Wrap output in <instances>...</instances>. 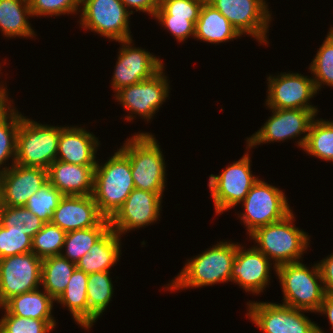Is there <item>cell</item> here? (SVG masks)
I'll return each instance as SVG.
<instances>
[{"instance_id":"cell-1","label":"cell","mask_w":333,"mask_h":333,"mask_svg":"<svg viewBox=\"0 0 333 333\" xmlns=\"http://www.w3.org/2000/svg\"><path fill=\"white\" fill-rule=\"evenodd\" d=\"M134 188L130 160L121 149L102 166L96 163L92 195L105 218L117 212Z\"/></svg>"},{"instance_id":"cell-2","label":"cell","mask_w":333,"mask_h":333,"mask_svg":"<svg viewBox=\"0 0 333 333\" xmlns=\"http://www.w3.org/2000/svg\"><path fill=\"white\" fill-rule=\"evenodd\" d=\"M238 243L220 242L207 251L185 263L183 270L168 284L169 288L179 290L210 286L231 281V269Z\"/></svg>"},{"instance_id":"cell-3","label":"cell","mask_w":333,"mask_h":333,"mask_svg":"<svg viewBox=\"0 0 333 333\" xmlns=\"http://www.w3.org/2000/svg\"><path fill=\"white\" fill-rule=\"evenodd\" d=\"M154 135L137 133L127 139L121 150L129 157L136 189L163 194L165 189V160Z\"/></svg>"},{"instance_id":"cell-4","label":"cell","mask_w":333,"mask_h":333,"mask_svg":"<svg viewBox=\"0 0 333 333\" xmlns=\"http://www.w3.org/2000/svg\"><path fill=\"white\" fill-rule=\"evenodd\" d=\"M293 212L284 219L261 226L251 234L261 251L269 260H274V269L277 266L287 263L299 262L303 252L309 245V236L292 223Z\"/></svg>"},{"instance_id":"cell-5","label":"cell","mask_w":333,"mask_h":333,"mask_svg":"<svg viewBox=\"0 0 333 333\" xmlns=\"http://www.w3.org/2000/svg\"><path fill=\"white\" fill-rule=\"evenodd\" d=\"M302 262L282 264L276 267L284 295V305L305 312H317L324 300L325 291L318 263L309 270ZM320 283H319V282Z\"/></svg>"},{"instance_id":"cell-6","label":"cell","mask_w":333,"mask_h":333,"mask_svg":"<svg viewBox=\"0 0 333 333\" xmlns=\"http://www.w3.org/2000/svg\"><path fill=\"white\" fill-rule=\"evenodd\" d=\"M61 127L42 125L21 114L15 164L48 169L56 160Z\"/></svg>"},{"instance_id":"cell-7","label":"cell","mask_w":333,"mask_h":333,"mask_svg":"<svg viewBox=\"0 0 333 333\" xmlns=\"http://www.w3.org/2000/svg\"><path fill=\"white\" fill-rule=\"evenodd\" d=\"M287 201L282 190L258 179L242 201L245 212H242L240 219L248 234L289 215L292 210Z\"/></svg>"},{"instance_id":"cell-8","label":"cell","mask_w":333,"mask_h":333,"mask_svg":"<svg viewBox=\"0 0 333 333\" xmlns=\"http://www.w3.org/2000/svg\"><path fill=\"white\" fill-rule=\"evenodd\" d=\"M81 6V27L115 41L132 39L129 16L134 12L121 0H82Z\"/></svg>"},{"instance_id":"cell-9","label":"cell","mask_w":333,"mask_h":333,"mask_svg":"<svg viewBox=\"0 0 333 333\" xmlns=\"http://www.w3.org/2000/svg\"><path fill=\"white\" fill-rule=\"evenodd\" d=\"M248 152L219 175H210L209 189L215 213L220 214L242 202L258 177L252 175Z\"/></svg>"},{"instance_id":"cell-10","label":"cell","mask_w":333,"mask_h":333,"mask_svg":"<svg viewBox=\"0 0 333 333\" xmlns=\"http://www.w3.org/2000/svg\"><path fill=\"white\" fill-rule=\"evenodd\" d=\"M247 305V317L264 333H325L303 314L304 310L271 302L254 301Z\"/></svg>"},{"instance_id":"cell-11","label":"cell","mask_w":333,"mask_h":333,"mask_svg":"<svg viewBox=\"0 0 333 333\" xmlns=\"http://www.w3.org/2000/svg\"><path fill=\"white\" fill-rule=\"evenodd\" d=\"M41 265L33 252L0 259V308L12 297L39 288Z\"/></svg>"},{"instance_id":"cell-12","label":"cell","mask_w":333,"mask_h":333,"mask_svg":"<svg viewBox=\"0 0 333 333\" xmlns=\"http://www.w3.org/2000/svg\"><path fill=\"white\" fill-rule=\"evenodd\" d=\"M243 35L248 34L258 42L268 43L267 31L271 14L265 0H207Z\"/></svg>"},{"instance_id":"cell-13","label":"cell","mask_w":333,"mask_h":333,"mask_svg":"<svg viewBox=\"0 0 333 333\" xmlns=\"http://www.w3.org/2000/svg\"><path fill=\"white\" fill-rule=\"evenodd\" d=\"M298 73L269 76L266 105L270 109H306L317 115V109L308 103L317 93L313 78Z\"/></svg>"},{"instance_id":"cell-14","label":"cell","mask_w":333,"mask_h":333,"mask_svg":"<svg viewBox=\"0 0 333 333\" xmlns=\"http://www.w3.org/2000/svg\"><path fill=\"white\" fill-rule=\"evenodd\" d=\"M163 70L164 66L152 77L118 90L117 102L148 122L169 96L170 87Z\"/></svg>"},{"instance_id":"cell-15","label":"cell","mask_w":333,"mask_h":333,"mask_svg":"<svg viewBox=\"0 0 333 333\" xmlns=\"http://www.w3.org/2000/svg\"><path fill=\"white\" fill-rule=\"evenodd\" d=\"M163 194L134 188L122 206L109 219L110 228L120 236L127 231L156 222Z\"/></svg>"},{"instance_id":"cell-16","label":"cell","mask_w":333,"mask_h":333,"mask_svg":"<svg viewBox=\"0 0 333 333\" xmlns=\"http://www.w3.org/2000/svg\"><path fill=\"white\" fill-rule=\"evenodd\" d=\"M271 110L273 115L269 117L262 128L247 138L248 147L246 148L250 149L261 143L294 139L303 133L308 134L310 124L316 116L311 110L306 109Z\"/></svg>"},{"instance_id":"cell-17","label":"cell","mask_w":333,"mask_h":333,"mask_svg":"<svg viewBox=\"0 0 333 333\" xmlns=\"http://www.w3.org/2000/svg\"><path fill=\"white\" fill-rule=\"evenodd\" d=\"M118 42L122 47L111 84L115 92L152 77L164 66L160 59L145 49L130 46L132 39Z\"/></svg>"},{"instance_id":"cell-18","label":"cell","mask_w":333,"mask_h":333,"mask_svg":"<svg viewBox=\"0 0 333 333\" xmlns=\"http://www.w3.org/2000/svg\"><path fill=\"white\" fill-rule=\"evenodd\" d=\"M47 182L46 169L12 164L0 175L2 206H25L28 199Z\"/></svg>"},{"instance_id":"cell-19","label":"cell","mask_w":333,"mask_h":333,"mask_svg":"<svg viewBox=\"0 0 333 333\" xmlns=\"http://www.w3.org/2000/svg\"><path fill=\"white\" fill-rule=\"evenodd\" d=\"M271 261L255 247L243 249L238 244L232 263L231 282L239 284L246 292H263L270 280Z\"/></svg>"},{"instance_id":"cell-20","label":"cell","mask_w":333,"mask_h":333,"mask_svg":"<svg viewBox=\"0 0 333 333\" xmlns=\"http://www.w3.org/2000/svg\"><path fill=\"white\" fill-rule=\"evenodd\" d=\"M104 218L93 195H64L54 211L51 223L67 233L97 226Z\"/></svg>"},{"instance_id":"cell-21","label":"cell","mask_w":333,"mask_h":333,"mask_svg":"<svg viewBox=\"0 0 333 333\" xmlns=\"http://www.w3.org/2000/svg\"><path fill=\"white\" fill-rule=\"evenodd\" d=\"M95 167L55 160L47 169L48 182L63 195H92Z\"/></svg>"},{"instance_id":"cell-22","label":"cell","mask_w":333,"mask_h":333,"mask_svg":"<svg viewBox=\"0 0 333 333\" xmlns=\"http://www.w3.org/2000/svg\"><path fill=\"white\" fill-rule=\"evenodd\" d=\"M98 139L81 127H61L56 160L76 165H96Z\"/></svg>"},{"instance_id":"cell-23","label":"cell","mask_w":333,"mask_h":333,"mask_svg":"<svg viewBox=\"0 0 333 333\" xmlns=\"http://www.w3.org/2000/svg\"><path fill=\"white\" fill-rule=\"evenodd\" d=\"M121 236L110 228L90 250L76 263L86 274L107 272L119 260Z\"/></svg>"},{"instance_id":"cell-24","label":"cell","mask_w":333,"mask_h":333,"mask_svg":"<svg viewBox=\"0 0 333 333\" xmlns=\"http://www.w3.org/2000/svg\"><path fill=\"white\" fill-rule=\"evenodd\" d=\"M236 28L207 0L204 1L195 24L194 38L209 43H222L239 38Z\"/></svg>"},{"instance_id":"cell-25","label":"cell","mask_w":333,"mask_h":333,"mask_svg":"<svg viewBox=\"0 0 333 333\" xmlns=\"http://www.w3.org/2000/svg\"><path fill=\"white\" fill-rule=\"evenodd\" d=\"M54 299L38 289L19 294L9 299L3 307L12 315L38 320H54L52 308Z\"/></svg>"},{"instance_id":"cell-26","label":"cell","mask_w":333,"mask_h":333,"mask_svg":"<svg viewBox=\"0 0 333 333\" xmlns=\"http://www.w3.org/2000/svg\"><path fill=\"white\" fill-rule=\"evenodd\" d=\"M87 282L88 274L76 267L65 291L56 300L68 307L73 319L84 329H88Z\"/></svg>"},{"instance_id":"cell-27","label":"cell","mask_w":333,"mask_h":333,"mask_svg":"<svg viewBox=\"0 0 333 333\" xmlns=\"http://www.w3.org/2000/svg\"><path fill=\"white\" fill-rule=\"evenodd\" d=\"M28 16H32L28 0H0V30L5 37L33 38Z\"/></svg>"},{"instance_id":"cell-28","label":"cell","mask_w":333,"mask_h":333,"mask_svg":"<svg viewBox=\"0 0 333 333\" xmlns=\"http://www.w3.org/2000/svg\"><path fill=\"white\" fill-rule=\"evenodd\" d=\"M75 268V263L61 255L42 259L41 284L55 301L65 291Z\"/></svg>"},{"instance_id":"cell-29","label":"cell","mask_w":333,"mask_h":333,"mask_svg":"<svg viewBox=\"0 0 333 333\" xmlns=\"http://www.w3.org/2000/svg\"><path fill=\"white\" fill-rule=\"evenodd\" d=\"M297 142L308 154L333 162V121L315 120L314 118L308 134Z\"/></svg>"},{"instance_id":"cell-30","label":"cell","mask_w":333,"mask_h":333,"mask_svg":"<svg viewBox=\"0 0 333 333\" xmlns=\"http://www.w3.org/2000/svg\"><path fill=\"white\" fill-rule=\"evenodd\" d=\"M109 229V219L104 218L97 226L67 232L65 253L60 255L76 264Z\"/></svg>"},{"instance_id":"cell-31","label":"cell","mask_w":333,"mask_h":333,"mask_svg":"<svg viewBox=\"0 0 333 333\" xmlns=\"http://www.w3.org/2000/svg\"><path fill=\"white\" fill-rule=\"evenodd\" d=\"M109 275L110 271L88 274V329L103 314L111 301L113 284Z\"/></svg>"},{"instance_id":"cell-32","label":"cell","mask_w":333,"mask_h":333,"mask_svg":"<svg viewBox=\"0 0 333 333\" xmlns=\"http://www.w3.org/2000/svg\"><path fill=\"white\" fill-rule=\"evenodd\" d=\"M0 107V167L6 163V160H13L15 163L16 158V145H17V133L19 130L21 113L11 108L12 105ZM13 157V158H12ZM9 167H2L0 175L5 172Z\"/></svg>"},{"instance_id":"cell-33","label":"cell","mask_w":333,"mask_h":333,"mask_svg":"<svg viewBox=\"0 0 333 333\" xmlns=\"http://www.w3.org/2000/svg\"><path fill=\"white\" fill-rule=\"evenodd\" d=\"M0 224L8 229H18L33 238L45 222L24 206H1Z\"/></svg>"},{"instance_id":"cell-34","label":"cell","mask_w":333,"mask_h":333,"mask_svg":"<svg viewBox=\"0 0 333 333\" xmlns=\"http://www.w3.org/2000/svg\"><path fill=\"white\" fill-rule=\"evenodd\" d=\"M66 232L60 227L45 223L32 238V252L44 259L62 253Z\"/></svg>"},{"instance_id":"cell-35","label":"cell","mask_w":333,"mask_h":333,"mask_svg":"<svg viewBox=\"0 0 333 333\" xmlns=\"http://www.w3.org/2000/svg\"><path fill=\"white\" fill-rule=\"evenodd\" d=\"M308 69L315 76L313 80L317 91L322 84L333 87V31L331 29Z\"/></svg>"},{"instance_id":"cell-36","label":"cell","mask_w":333,"mask_h":333,"mask_svg":"<svg viewBox=\"0 0 333 333\" xmlns=\"http://www.w3.org/2000/svg\"><path fill=\"white\" fill-rule=\"evenodd\" d=\"M64 195L47 182L27 201L26 207L45 223H51L55 209Z\"/></svg>"},{"instance_id":"cell-37","label":"cell","mask_w":333,"mask_h":333,"mask_svg":"<svg viewBox=\"0 0 333 333\" xmlns=\"http://www.w3.org/2000/svg\"><path fill=\"white\" fill-rule=\"evenodd\" d=\"M5 315L0 319V333H47L56 326L55 320H38L10 314L3 306Z\"/></svg>"},{"instance_id":"cell-38","label":"cell","mask_w":333,"mask_h":333,"mask_svg":"<svg viewBox=\"0 0 333 333\" xmlns=\"http://www.w3.org/2000/svg\"><path fill=\"white\" fill-rule=\"evenodd\" d=\"M32 252V238L18 229L0 224V259Z\"/></svg>"},{"instance_id":"cell-39","label":"cell","mask_w":333,"mask_h":333,"mask_svg":"<svg viewBox=\"0 0 333 333\" xmlns=\"http://www.w3.org/2000/svg\"><path fill=\"white\" fill-rule=\"evenodd\" d=\"M205 0H161L154 15H172V18H187L196 24Z\"/></svg>"},{"instance_id":"cell-40","label":"cell","mask_w":333,"mask_h":333,"mask_svg":"<svg viewBox=\"0 0 333 333\" xmlns=\"http://www.w3.org/2000/svg\"><path fill=\"white\" fill-rule=\"evenodd\" d=\"M32 16H60L76 13L82 0H28Z\"/></svg>"},{"instance_id":"cell-41","label":"cell","mask_w":333,"mask_h":333,"mask_svg":"<svg viewBox=\"0 0 333 333\" xmlns=\"http://www.w3.org/2000/svg\"><path fill=\"white\" fill-rule=\"evenodd\" d=\"M164 29H168L179 42L185 41L190 35L194 37L195 24L187 18H172V15H154Z\"/></svg>"},{"instance_id":"cell-42","label":"cell","mask_w":333,"mask_h":333,"mask_svg":"<svg viewBox=\"0 0 333 333\" xmlns=\"http://www.w3.org/2000/svg\"><path fill=\"white\" fill-rule=\"evenodd\" d=\"M325 294L333 296V253L318 263Z\"/></svg>"},{"instance_id":"cell-43","label":"cell","mask_w":333,"mask_h":333,"mask_svg":"<svg viewBox=\"0 0 333 333\" xmlns=\"http://www.w3.org/2000/svg\"><path fill=\"white\" fill-rule=\"evenodd\" d=\"M125 7L128 9L133 8L136 11L147 12L154 17V14L160 6L161 0H121Z\"/></svg>"},{"instance_id":"cell-44","label":"cell","mask_w":333,"mask_h":333,"mask_svg":"<svg viewBox=\"0 0 333 333\" xmlns=\"http://www.w3.org/2000/svg\"><path fill=\"white\" fill-rule=\"evenodd\" d=\"M317 312H319L321 314L323 313L328 317L329 322L331 324V328L333 329V296L332 295H329V294L325 295L324 300Z\"/></svg>"},{"instance_id":"cell-45","label":"cell","mask_w":333,"mask_h":333,"mask_svg":"<svg viewBox=\"0 0 333 333\" xmlns=\"http://www.w3.org/2000/svg\"><path fill=\"white\" fill-rule=\"evenodd\" d=\"M6 89L7 88H5L3 85H0V98H8V94H7V90Z\"/></svg>"},{"instance_id":"cell-46","label":"cell","mask_w":333,"mask_h":333,"mask_svg":"<svg viewBox=\"0 0 333 333\" xmlns=\"http://www.w3.org/2000/svg\"><path fill=\"white\" fill-rule=\"evenodd\" d=\"M9 98H0V107L8 105L11 101L8 102Z\"/></svg>"},{"instance_id":"cell-47","label":"cell","mask_w":333,"mask_h":333,"mask_svg":"<svg viewBox=\"0 0 333 333\" xmlns=\"http://www.w3.org/2000/svg\"><path fill=\"white\" fill-rule=\"evenodd\" d=\"M1 206H2V203H1V191H0V210H1Z\"/></svg>"}]
</instances>
